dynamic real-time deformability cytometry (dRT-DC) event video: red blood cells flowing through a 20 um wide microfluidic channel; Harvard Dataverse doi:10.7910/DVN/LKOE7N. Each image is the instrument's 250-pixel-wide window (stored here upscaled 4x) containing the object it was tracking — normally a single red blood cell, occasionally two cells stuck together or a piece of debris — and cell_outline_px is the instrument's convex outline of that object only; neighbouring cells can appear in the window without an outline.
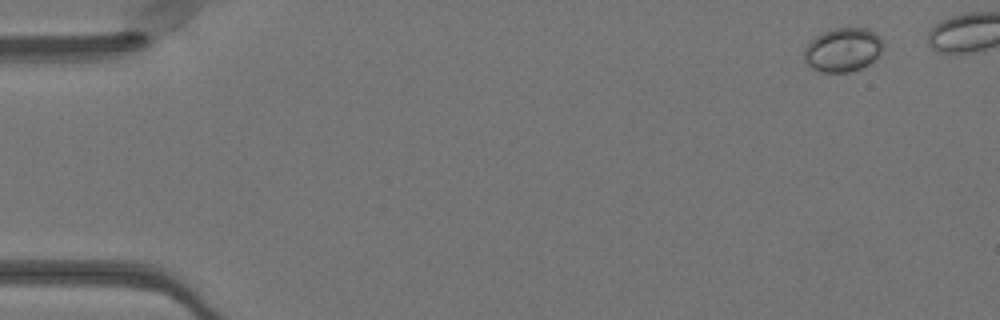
{"species": "Egyptian fruit bat (a non-hibernating species)", "species_latin": "Rousettus aegyptiacus", "temperature_condition": "warm", "stored_images_in_passage": 35, "camera_frame_rate_fps": 3000, "um_per_image_px": 0.085, "animal": {"sex": "female"}, "frame": {"image": 1, "passage_image": 4, "time_ms": 1.0, "image_size_px": [1000, 320], "cell_outline_px": [[884, 48], [880, 56], [868, 64], [860, 68], [848, 72], [820, 72], [812, 68], [804, 60], [804, 48], [816, 36], [824, 32], [836, 28], [868, 28], [876, 32], [880, 36], [884, 44]], "centroid_in_image_um": [71.69, 4.23], "position_along_channel_um": 13.3, "area_um2": 20.35}}
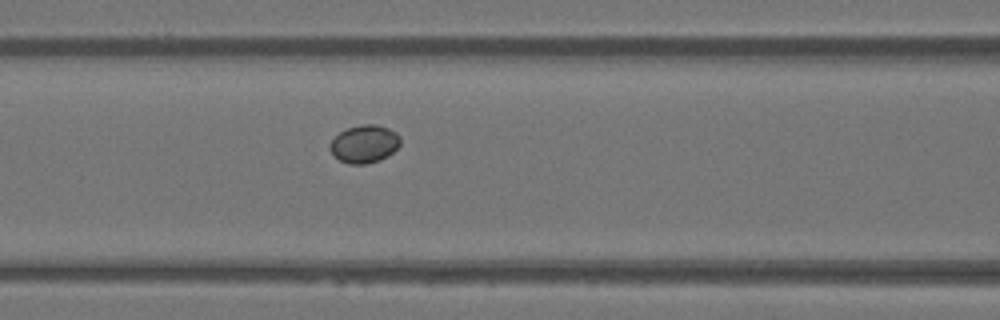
{"frame": {"image": 2, "passage_image": 22, "time_ms": 7.0, "image_size_px": [1000, 320], "cell_outline_px": [[400, 144], [388, 156], [380, 160], [364, 164], [348, 164], [332, 156], [328, 148], [328, 144], [340, 132], [348, 128], [360, 124], [376, 124], [388, 128], [396, 132], [400, 136]], "centroid_in_image_um": [30.94, 12.24], "position_along_channel_um": 135.7, "area_um2": 15.66}}
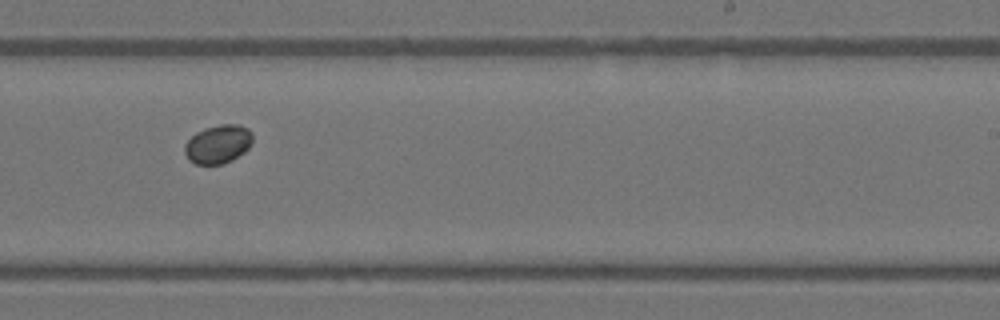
{"frame": {"image": 3, "passage_image": 32, "time_ms": 10.333, "image_size_px": [1000, 320], "cell_outline_px": [[252, 144], [244, 152], [232, 160], [220, 164], [196, 164], [188, 160], [184, 152], [184, 144], [196, 132], [204, 128], [220, 124], [240, 124], [248, 128], [252, 132]], "centroid_in_image_um": [18.54, 12.24], "position_along_channel_um": 270.5, "area_um2": 15.43}}